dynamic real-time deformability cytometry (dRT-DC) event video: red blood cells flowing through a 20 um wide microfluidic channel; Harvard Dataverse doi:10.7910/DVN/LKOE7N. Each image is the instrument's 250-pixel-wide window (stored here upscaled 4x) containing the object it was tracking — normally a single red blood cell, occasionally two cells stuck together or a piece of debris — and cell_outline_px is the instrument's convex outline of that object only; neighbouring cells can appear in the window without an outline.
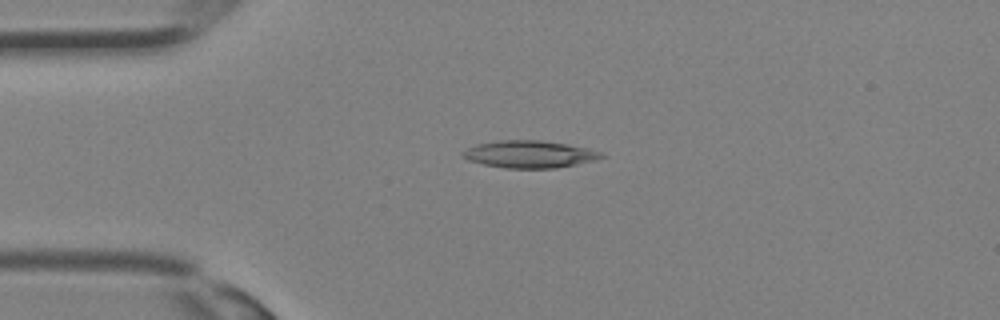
{"species": "Egyptian fruit bat (a non-hibernating species)", "species_latin": "Rousettus aegyptiacus", "temperature_condition": "room temperature", "stored_images_in_passage": 26, "camera_frame_rate_fps": 3000, "um_per_image_px": 0.085, "animal": {"sex": "female"}, "frame": {"image": 1, "passage_image": 3, "time_ms": 0.667, "image_size_px": [1000, 320], "cell_outline_px": [[608, 156], [596, 160], [556, 168], [504, 168], [484, 164], [468, 160], [460, 156], [460, 152], [476, 144], [500, 140], [540, 140], [568, 144], [600, 152]], "centroid_in_image_um": [44.98, 13.11], "position_along_channel_um": 40.0, "area_um2": 22.02}}
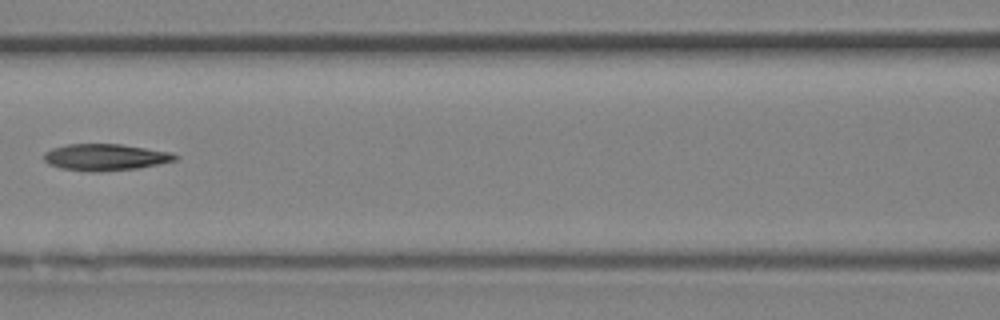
{"frame": {"image": 2, "passage_image": 10, "time_ms": 3.0, "image_size_px": [1000, 320], "cell_outline_px": [[180, 156], [176, 160], [136, 168], [100, 172], [84, 172], [60, 168], [48, 164], [44, 160], [44, 152], [52, 148], [68, 144], [120, 144], [172, 152]], "centroid_in_image_um": [8.92, 13.37], "position_along_channel_um": 157.7, "area_um2": 20.46}}
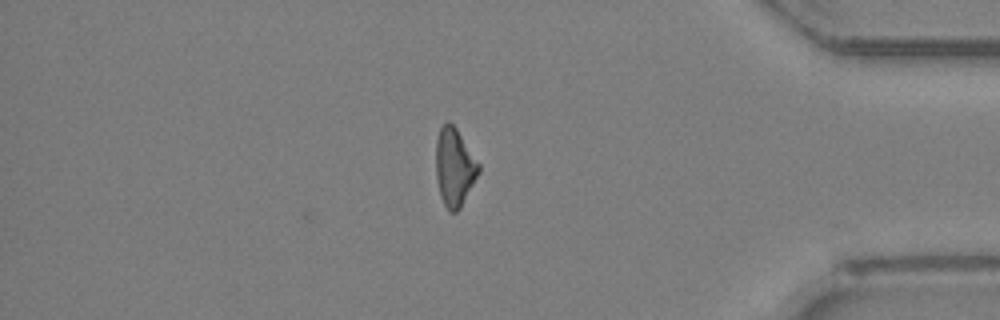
{"frame": {"image": 3, "passage_image": 23, "time_ms": 7.333, "image_size_px": [1000, 320], "cell_outline_px": [[480, 172], [460, 208], [456, 212], [448, 212], [440, 196], [436, 176], [436, 140], [440, 128], [448, 120], [456, 128], [480, 164]], "centroid_in_image_um": [38.63, 14.22], "position_along_channel_um": 396.6, "area_um2": 19.42}}